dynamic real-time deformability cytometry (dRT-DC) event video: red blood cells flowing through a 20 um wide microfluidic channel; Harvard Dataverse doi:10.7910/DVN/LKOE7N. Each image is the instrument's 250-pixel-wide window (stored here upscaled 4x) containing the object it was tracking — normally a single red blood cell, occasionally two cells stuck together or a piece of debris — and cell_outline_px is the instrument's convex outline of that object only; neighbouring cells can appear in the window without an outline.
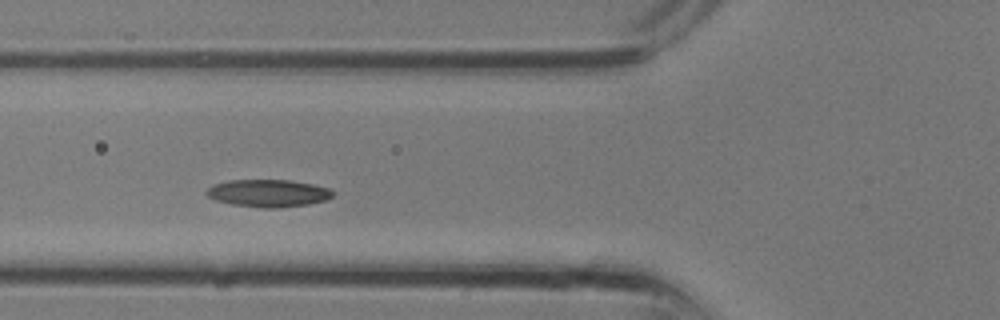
{"species": "common noctule bat (a hibernating species)", "species_latin": "Nyctalus noctula", "temperature_condition": "room temperature", "stored_images_in_passage": 23, "camera_frame_rate_fps": 3000, "um_per_image_px": 0.085, "animal": {"sex": "male", "body_mass_g": 13.3}, "frame": {"image": 1, "passage_image": 6, "time_ms": 1.667, "image_size_px": [1000, 320], "cell_outline_px": [[332, 196], [328, 200], [308, 204], [280, 208], [264, 208], [232, 204], [216, 200], [208, 196], [204, 192], [212, 184], [228, 180], [288, 180], [312, 184], [328, 188], [332, 192]], "centroid_in_image_um": [22.77, 16.42], "position_along_channel_um": 103.0, "area_um2": 20.17}}
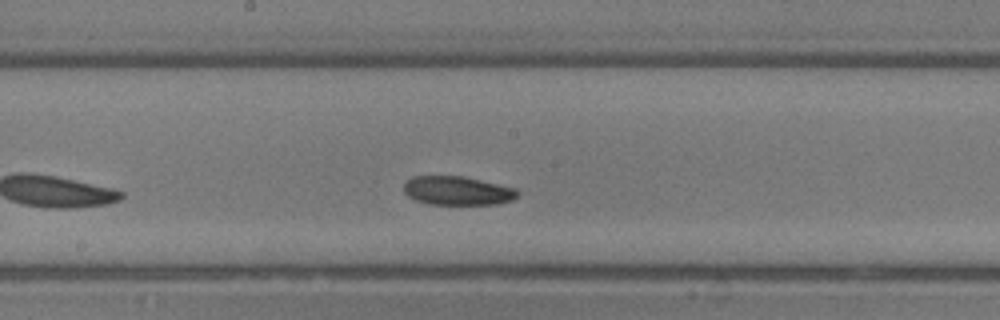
{"frame": {"image": 2, "passage_image": 11, "time_ms": 3.333, "image_size_px": [1000, 320], "cell_outline_px": [[520, 192], [512, 200], [496, 204], [428, 204], [416, 200], [408, 196], [404, 192], [404, 184], [412, 176], [464, 176], [516, 188]], "centroid_in_image_um": [38.88, 16.2], "position_along_channel_um": 209.3, "area_um2": 19.07}}
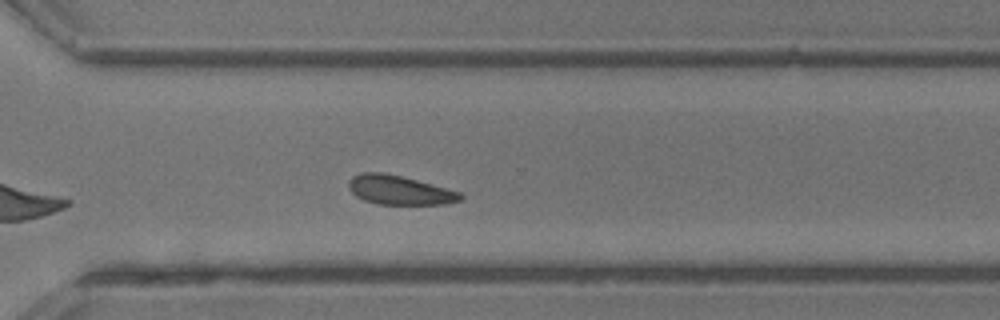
{"frame": {"image": 3, "passage_image": 17, "time_ms": 5.333, "image_size_px": [1000, 320], "cell_outline_px": [[464, 200], [448, 204], [376, 204], [364, 200], [356, 196], [348, 188], [348, 180], [352, 176], [360, 172], [384, 172], [416, 180], [460, 192], [464, 196]], "centroid_in_image_um": [33.94, 16.16], "position_along_channel_um": 336.7, "area_um2": 19.07}}